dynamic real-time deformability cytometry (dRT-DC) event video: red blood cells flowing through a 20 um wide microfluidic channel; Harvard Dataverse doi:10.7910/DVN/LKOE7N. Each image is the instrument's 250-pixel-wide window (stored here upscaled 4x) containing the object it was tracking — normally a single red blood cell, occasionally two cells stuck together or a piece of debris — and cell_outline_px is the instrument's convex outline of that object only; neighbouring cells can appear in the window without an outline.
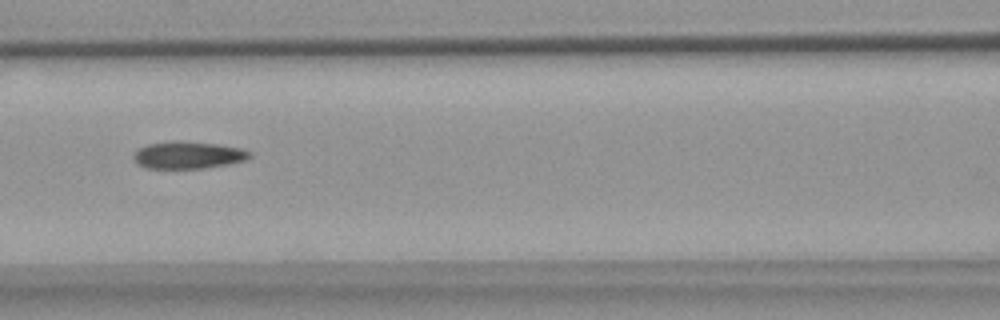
{"species": "common noctule bat (a hibernating species)", "species_latin": "Nyctalus noctula", "temperature_condition": "warm", "stored_images_in_passage": 8, "camera_frame_rate_fps": 3000, "um_per_image_px": 0.085, "animal": {"sex": "female", "body_mass_g": 18.4}, "frame": {"image": 1, "passage_image": 5, "time_ms": 5.667, "image_size_px": [1000, 320], "cell_outline_px": [[252, 156], [244, 160], [228, 164], [200, 168], [148, 168], [136, 164], [132, 156], [140, 148], [148, 144], [172, 140], [180, 140], [216, 144], [240, 148], [252, 152]], "centroid_in_image_um": [15.97, 13.17], "position_along_channel_um": 150.6, "area_um2": 18.38}}
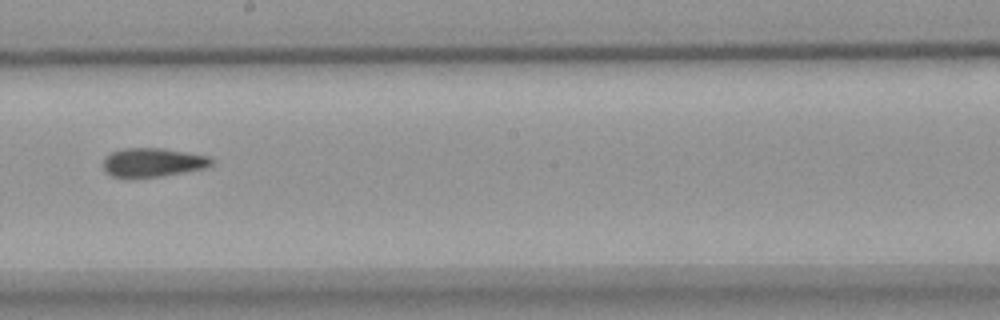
{"frame": {"image": 2, "passage_image": 7, "time_ms": 8.0, "image_size_px": [1000, 320], "cell_outline_px": [[216, 160], [212, 164], [204, 168], [160, 176], [112, 176], [104, 172], [104, 156], [120, 148], [164, 148], [212, 156]], "centroid_in_image_um": [13.02, 13.77], "position_along_channel_um": 235.2, "area_um2": 18.15}}
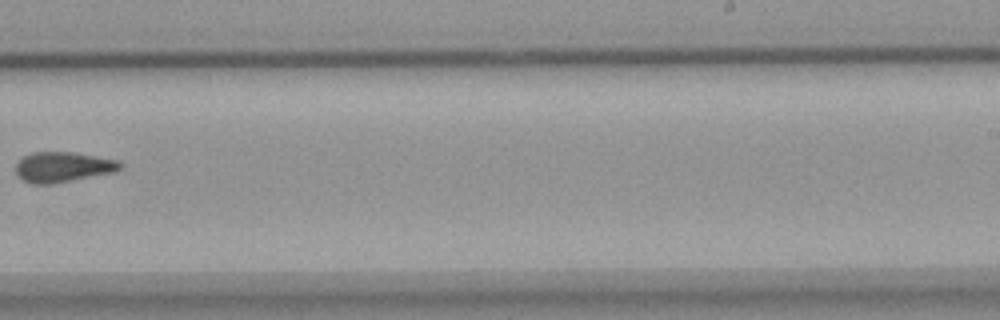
{"frame": {"image": 3, "passage_image": 8, "time_ms": 9.333, "image_size_px": [1000, 320], "cell_outline_px": [[124, 168], [116, 172], [48, 184], [32, 184], [24, 180], [16, 172], [16, 164], [24, 156], [32, 152], [76, 152], [116, 160], [124, 164]], "centroid_in_image_um": [5.4, 14.18], "position_along_channel_um": 283.6, "area_um2": 18.32}}